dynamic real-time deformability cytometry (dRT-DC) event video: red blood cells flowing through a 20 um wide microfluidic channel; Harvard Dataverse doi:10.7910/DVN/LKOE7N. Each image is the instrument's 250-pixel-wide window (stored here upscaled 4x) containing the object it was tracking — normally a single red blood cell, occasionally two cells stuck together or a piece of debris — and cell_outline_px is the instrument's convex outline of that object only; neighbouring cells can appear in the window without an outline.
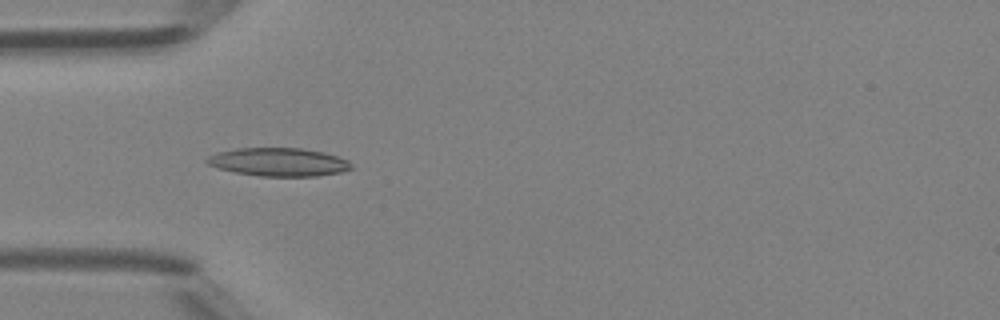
{"species": "Egyptian fruit bat (a non-hibernating species)", "species_latin": "Rousettus aegyptiacus", "temperature_condition": "room temperature", "stored_images_in_passage": 30, "camera_frame_rate_fps": 3000, "um_per_image_px": 0.085, "animal": {"sex": "female"}, "frame": {"image": 1, "passage_image": 3, "time_ms": 0.667, "image_size_px": [1000, 320], "cell_outline_px": [[352, 168], [340, 172], [316, 176], [260, 176], [236, 172], [220, 168], [208, 164], [204, 160], [208, 156], [216, 152], [236, 148], [300, 148], [324, 152], [348, 160], [352, 164]], "centroid_in_image_um": [23.67, 13.76], "position_along_channel_um": 61.3, "area_um2": 23.7}}
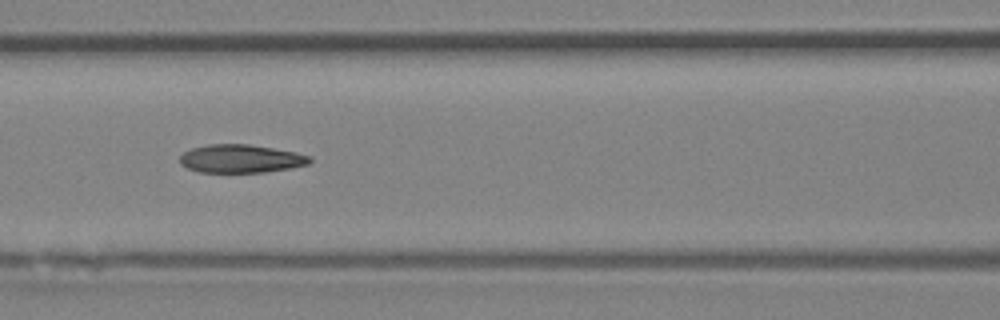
{"frame": {"image": 2, "passage_image": 9, "time_ms": 2.667, "image_size_px": [1000, 320], "cell_outline_px": [[312, 160], [308, 164], [288, 168], [264, 172], [200, 172], [188, 168], [180, 164], [180, 156], [184, 152], [192, 148], [208, 144], [248, 144], [296, 152], [312, 156]], "centroid_in_image_um": [20.47, 13.48], "position_along_channel_um": 146.1, "area_um2": 21.27}}
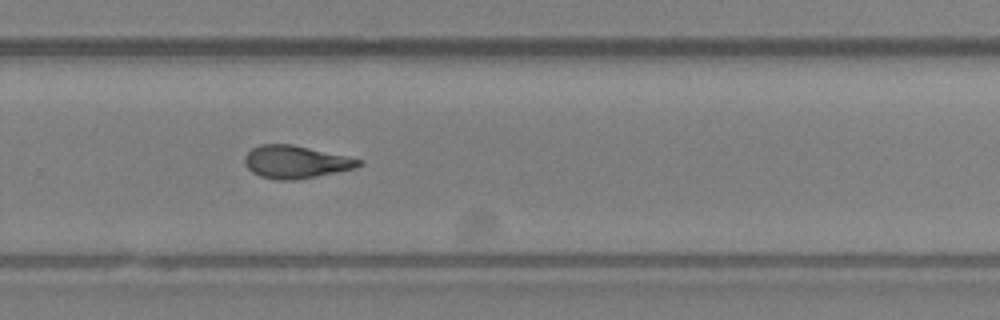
{"frame": {"image": 3, "passage_image": 20, "time_ms": 6.333, "image_size_px": [1000, 320], "cell_outline_px": [[364, 164], [352, 168], [316, 176], [296, 180], [276, 180], [260, 176], [252, 172], [244, 164], [244, 156], [252, 148], [260, 144], [292, 144], [364, 160]], "centroid_in_image_um": [25.1, 13.76], "position_along_channel_um": 304.7, "area_um2": 21.62}, "authors_computed_cell_mechanics": {"area_um2": 21.9351, "velocity_mm_per_s": 4.3387, "shape_relaxation_time_tau1_ms": null, "shape_relaxation_time_tau2_ms": 3.0328, "deformation_change_tau1": null, "deformation_change_tau2": 0.1174}}